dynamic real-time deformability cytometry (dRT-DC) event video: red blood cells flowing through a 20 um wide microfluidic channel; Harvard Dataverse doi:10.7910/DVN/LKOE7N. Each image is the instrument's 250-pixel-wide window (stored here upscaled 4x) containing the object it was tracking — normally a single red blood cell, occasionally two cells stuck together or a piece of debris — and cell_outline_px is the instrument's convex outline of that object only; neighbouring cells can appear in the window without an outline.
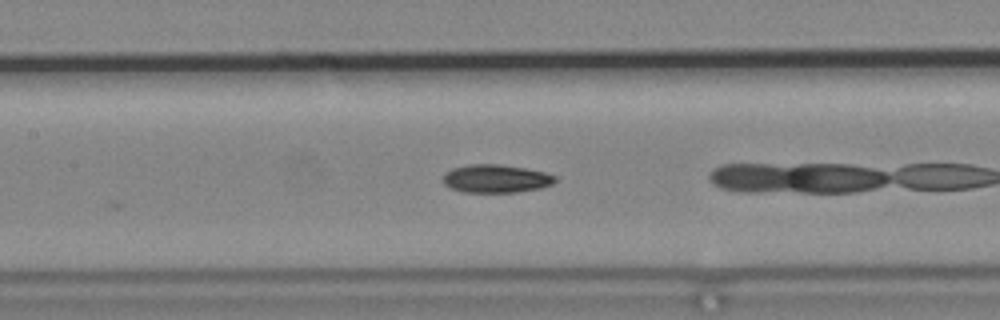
{"species": "common noctule bat (a hibernating species)", "species_latin": "Nyctalus noctula", "temperature_condition": "cold", "stored_images_in_passage": 9, "camera_frame_rate_fps": 3000, "um_per_image_px": 0.085, "animal": {"sex": "male", "body_mass_g": 19.2, "forearm_length_mm": 51.8}, "frame": {"image": 1, "passage_image": 8, "time_ms": 2.333, "image_size_px": [1000, 320], "cell_outline_px": [[556, 180], [552, 184], [540, 188], [516, 192], [464, 192], [452, 188], [444, 184], [444, 172], [452, 168], [468, 164], [500, 164], [524, 168], [544, 172], [556, 176]], "centroid_in_image_um": [42.14, 15.17], "position_along_channel_um": 165.3, "area_um2": 18.32}}